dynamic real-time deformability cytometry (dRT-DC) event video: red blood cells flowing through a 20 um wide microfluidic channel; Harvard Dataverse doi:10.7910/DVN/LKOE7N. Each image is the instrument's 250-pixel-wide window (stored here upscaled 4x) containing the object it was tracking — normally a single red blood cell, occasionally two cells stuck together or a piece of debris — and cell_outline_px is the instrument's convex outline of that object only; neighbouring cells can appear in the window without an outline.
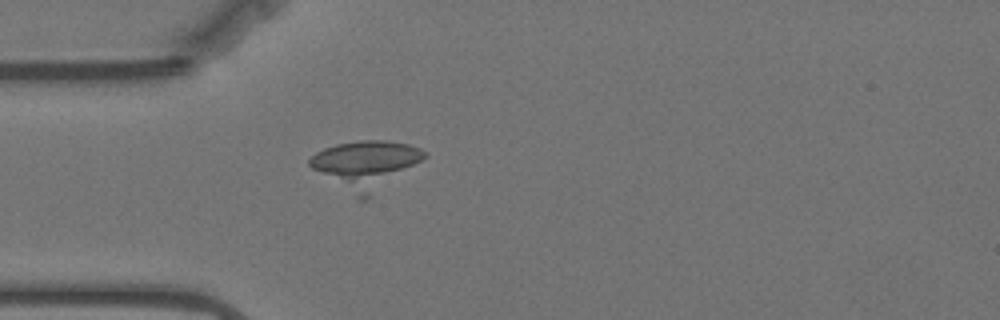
{"species": "Egyptian fruit bat (a non-hibernating species)", "species_latin": "Rousettus aegyptiacus", "temperature_condition": "warm", "stored_images_in_passage": 44, "camera_frame_rate_fps": 3000, "um_per_image_px": 0.085, "animal": {"sex": "female"}, "frame": {"image": 1, "passage_image": 18, "time_ms": 5.667, "image_size_px": [1000, 320], "cell_outline_px": [[428, 156], [368, 200], [356, 200], [312, 168], [308, 164], [308, 160], [316, 152], [324, 148], [336, 144], [360, 140], [388, 140], [408, 144], [420, 148], [428, 152]], "centroid_in_image_um": [31.09, 14.03], "position_along_channel_um": 53.9, "area_um2": 32.66}}
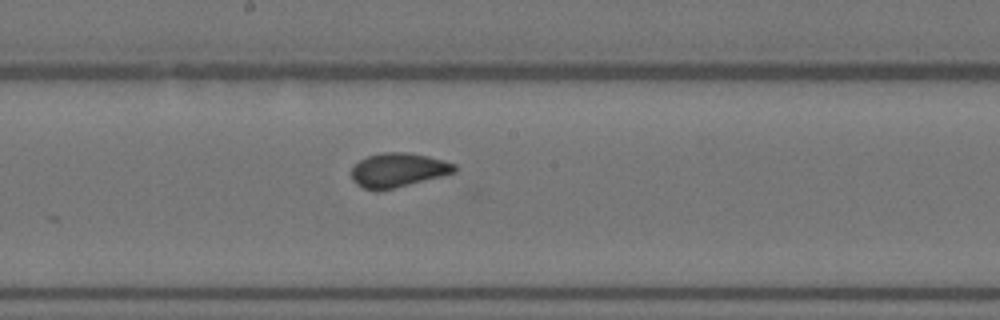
{"frame": {"image": 2, "passage_image": 32, "time_ms": 10.333, "image_size_px": [1000, 320], "cell_outline_px": [[456, 172], [380, 192], [376, 192], [364, 188], [356, 184], [352, 180], [352, 168], [360, 160], [368, 156], [380, 152], [408, 152], [428, 156], [444, 160], [456, 164]], "centroid_in_image_um": [33.83, 14.46], "position_along_channel_um": 214.4, "area_um2": 20.69}}
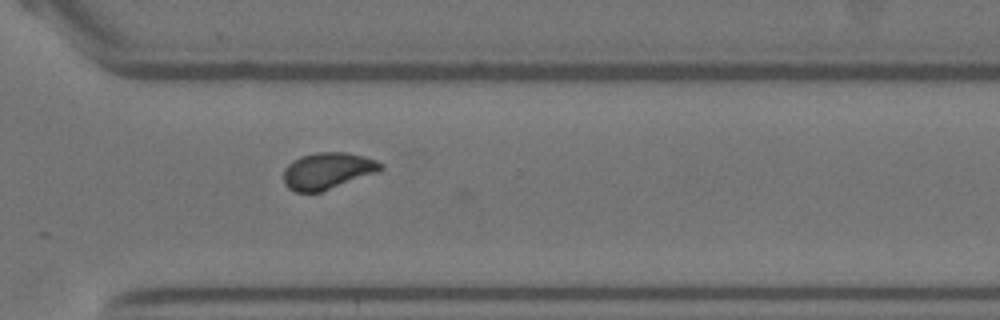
{"frame": {"image": 3, "passage_image": 43, "time_ms": 14.0, "image_size_px": [1000, 320], "cell_outline_px": [[384, 168], [380, 172], [320, 192], [296, 192], [288, 188], [284, 184], [284, 168], [292, 160], [300, 156], [316, 152], [348, 152], [364, 156], [376, 160], [384, 164]], "centroid_in_image_um": [27.87, 14.51], "position_along_channel_um": 342.7, "area_um2": 21.04}}